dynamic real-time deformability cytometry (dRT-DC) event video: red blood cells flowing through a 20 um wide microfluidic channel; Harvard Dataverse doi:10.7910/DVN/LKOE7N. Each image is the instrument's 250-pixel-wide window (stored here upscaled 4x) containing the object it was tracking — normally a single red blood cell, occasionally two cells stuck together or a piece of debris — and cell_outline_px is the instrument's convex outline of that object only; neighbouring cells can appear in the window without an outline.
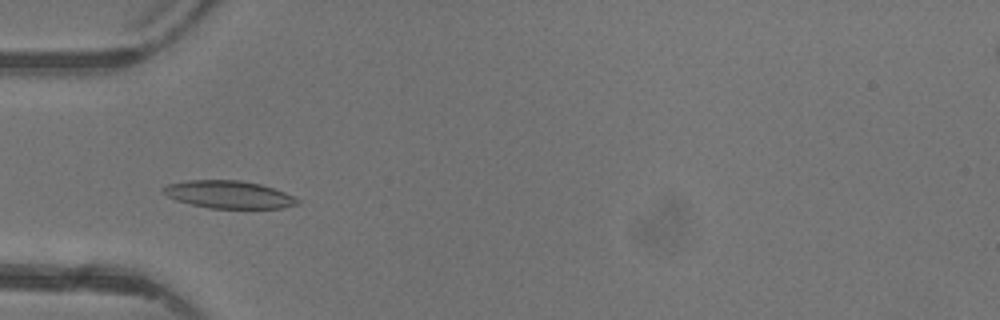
{"species": "common noctule bat (a hibernating species)", "species_latin": "Nyctalus noctula", "temperature_condition": "warm", "stored_images_in_passage": 3, "camera_frame_rate_fps": 3000, "um_per_image_px": 0.085, "animal": {"sex": "female"}, "frame": {"image": 1, "passage_image": 3, "time_ms": 2.333, "image_size_px": [1000, 320], "cell_outline_px": [[300, 204], [284, 208], [208, 208], [176, 200], [160, 192], [160, 188], [168, 184], [188, 180], [240, 180], [260, 184], [284, 192], [300, 200]], "centroid_in_image_um": [19.42, 16.53], "position_along_channel_um": 65.6, "area_um2": 21.62}}